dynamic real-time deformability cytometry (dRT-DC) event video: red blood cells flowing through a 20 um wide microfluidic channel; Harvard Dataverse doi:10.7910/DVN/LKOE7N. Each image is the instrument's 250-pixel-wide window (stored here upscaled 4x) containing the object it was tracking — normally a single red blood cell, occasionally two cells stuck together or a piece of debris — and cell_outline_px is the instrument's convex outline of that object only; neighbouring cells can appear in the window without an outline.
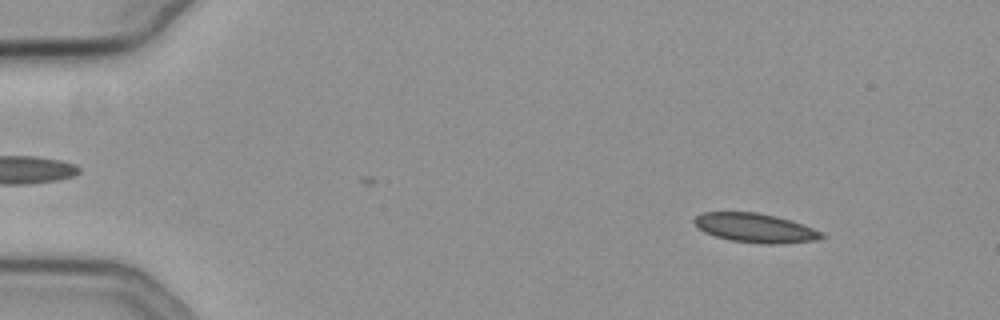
{"species": "common noctule bat (a hibernating species)", "species_latin": "Nyctalus noctula", "temperature_condition": "cold", "stored_images_in_passage": 56, "camera_frame_rate_fps": 3000, "um_per_image_px": 0.085, "animal": {"sex": "female", "body_mass_g": 19.3, "forearm_length_mm": 54.1}, "frame": {"image": 1, "passage_image": 7, "time_ms": 2.0, "image_size_px": [1000, 320], "cell_outline_px": [[824, 236], [816, 240], [780, 244], [760, 244], [732, 240], [716, 236], [704, 232], [692, 220], [696, 216], [704, 212], [756, 212], [776, 216], [804, 224], [824, 232]], "centroid_in_image_um": [64.23, 19.37], "position_along_channel_um": 20.8, "area_um2": 21.62}}
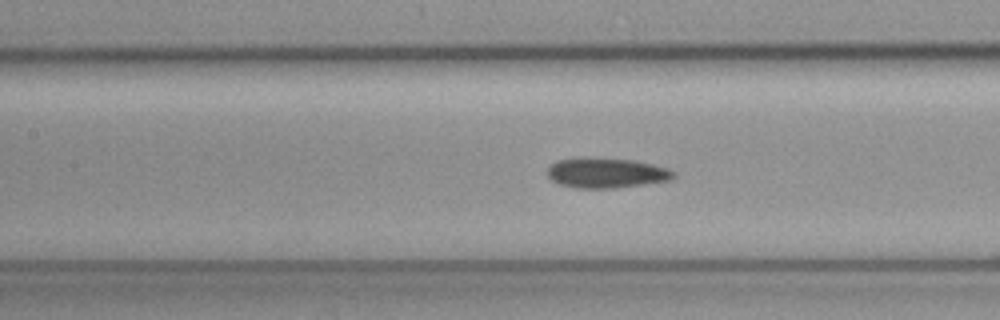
{"frame": {"image": 2, "passage_image": 26, "time_ms": 8.333, "image_size_px": [1000, 320], "cell_outline_px": [[676, 176], [672, 180], [616, 188], [576, 188], [560, 184], [552, 180], [548, 176], [548, 168], [556, 160], [584, 156], [592, 156], [632, 160], [652, 164], [668, 168], [676, 172]], "centroid_in_image_um": [51.55, 14.68], "position_along_channel_um": 155.9, "area_um2": 22.54}}
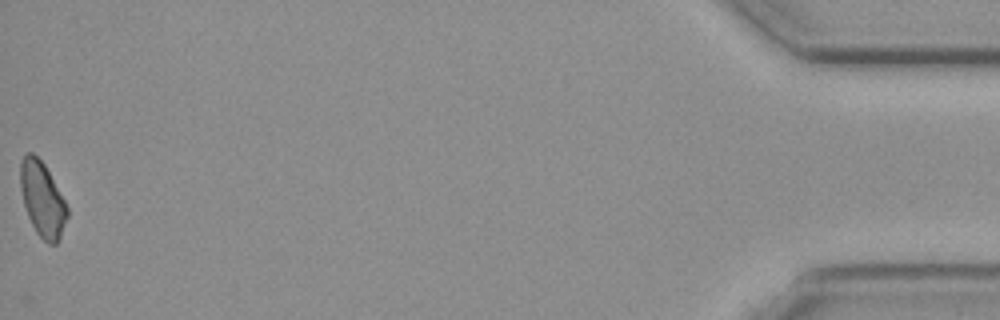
{"frame": {"image": 3, "passage_image": 56, "time_ms": 18.333, "image_size_px": [1000, 320], "cell_outline_px": [[68, 216], [60, 236], [56, 244], [48, 244], [36, 232], [28, 216], [24, 204], [20, 188], [20, 160], [28, 152], [32, 152], [44, 164], [64, 200], [68, 208]], "centroid_in_image_um": [3.59, 16.93], "position_along_channel_um": 431.6, "area_um2": 20.11}}